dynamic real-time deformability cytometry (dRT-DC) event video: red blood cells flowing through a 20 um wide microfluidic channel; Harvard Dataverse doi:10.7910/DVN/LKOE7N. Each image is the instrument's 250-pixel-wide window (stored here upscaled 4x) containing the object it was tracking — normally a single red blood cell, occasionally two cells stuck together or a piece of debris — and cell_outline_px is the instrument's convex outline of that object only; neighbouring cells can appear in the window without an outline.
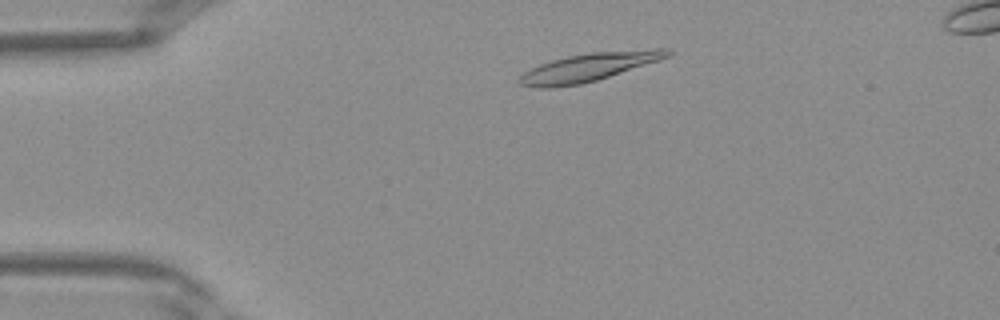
{"species": "Egyptian fruit bat (a non-hibernating species)", "species_latin": "Rousettus aegyptiacus", "temperature_condition": "warm", "stored_images_in_passage": 38, "segment_of_instrument_passage": [1, 2], "camera_frame_rate_fps": 3000, "um_per_image_px": 0.085, "frame": {"image": 1, "passage_image": 5, "time_ms": 1.333, "image_size_px": [1000, 320], "cell_outline_px": [[672, 56], [660, 60], [596, 80], [580, 84], [552, 88], [536, 88], [520, 84], [516, 80], [524, 72], [540, 64], [552, 60], [568, 56], [592, 52], [656, 48], [668, 48], [672, 52]], "centroid_in_image_um": [50.07, 5.7], "position_along_channel_um": 34.9, "area_um2": 24.33}}
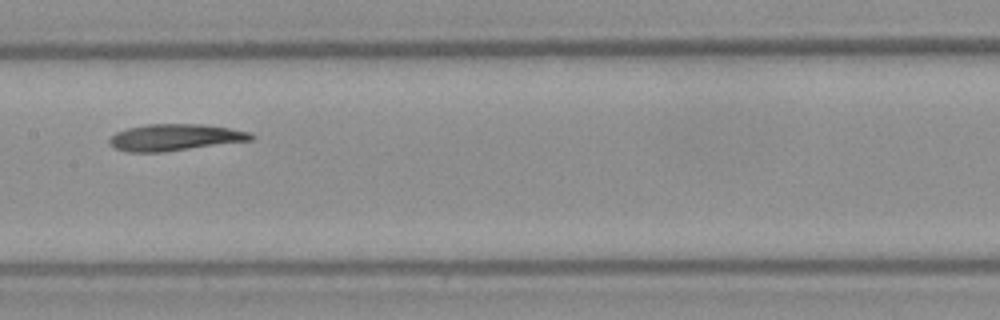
{"frame": {"image": 2, "passage_image": 17, "time_ms": 5.333, "image_size_px": [1000, 320], "cell_outline_px": [[256, 136], [252, 140], [160, 152], [128, 152], [116, 148], [108, 140], [116, 132], [128, 128], [144, 124], [200, 124], [228, 128], [252, 132]], "centroid_in_image_um": [14.89, 11.67], "position_along_channel_um": 192.5, "area_um2": 21.73}}
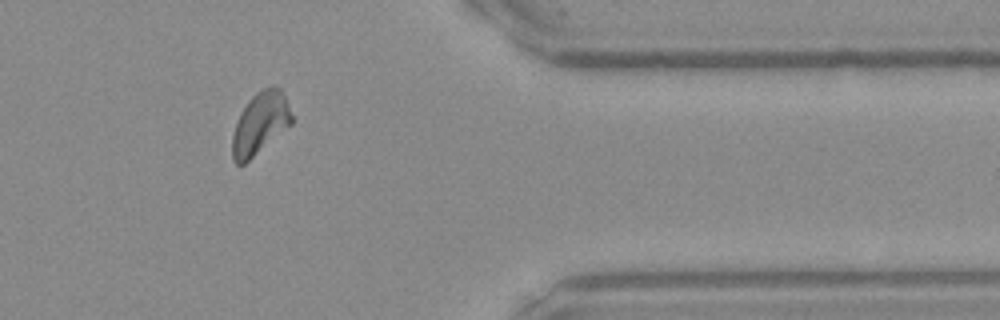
{"frame": {"image": 3, "passage_image": 30, "time_ms": 9.667, "image_size_px": [1000, 320], "cell_outline_px": [[292, 124], [244, 164], [236, 164], [232, 160], [232, 136], [240, 112], [248, 100], [256, 92], [272, 84], [276, 84], [280, 88], [284, 96], [292, 116]], "centroid_in_image_um": [22.1, 10.47], "position_along_channel_um": 389.3, "area_um2": 21.39}}